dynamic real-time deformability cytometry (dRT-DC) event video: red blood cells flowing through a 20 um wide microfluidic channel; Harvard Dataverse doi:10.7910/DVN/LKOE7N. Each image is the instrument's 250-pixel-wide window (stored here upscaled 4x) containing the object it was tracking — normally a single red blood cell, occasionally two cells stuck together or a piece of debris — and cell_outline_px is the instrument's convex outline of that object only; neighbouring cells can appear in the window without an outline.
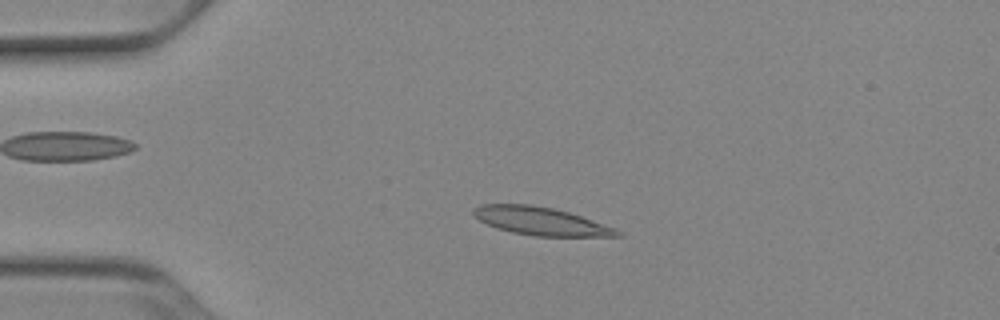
{"species": "Egyptian fruit bat (a non-hibernating species)", "species_latin": "Rousettus aegyptiacus", "temperature_condition": "cold", "stored_images_in_passage": 35, "camera_frame_rate_fps": 3000, "um_per_image_px": 0.085, "animal": {"sex": "female"}, "frame": {"image": 1, "passage_image": 11, "time_ms": 3.333, "image_size_px": [1000, 320], "cell_outline_px": [[624, 236], [536, 236], [512, 232], [496, 228], [480, 220], [472, 212], [472, 208], [480, 204], [532, 204], [552, 208], [568, 212], [616, 228]], "centroid_in_image_um": [45.94, 18.79], "position_along_channel_um": 39.1, "area_um2": 23.29}}
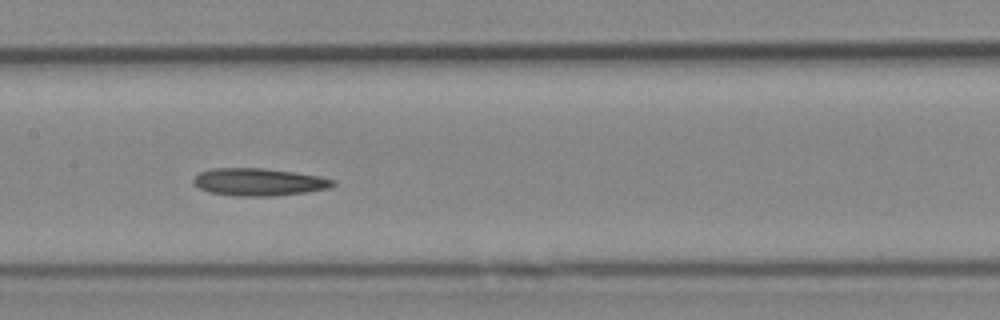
{"frame": {"image": 2, "passage_image": 25, "time_ms": 8.0, "image_size_px": [1000, 320], "cell_outline_px": [[336, 184], [328, 188], [304, 192], [276, 196], [236, 196], [208, 192], [192, 184], [192, 180], [200, 172], [212, 168], [264, 168], [320, 176], [336, 180]], "centroid_in_image_um": [21.98, 15.47], "position_along_channel_um": 185.4, "area_um2": 22.37}}
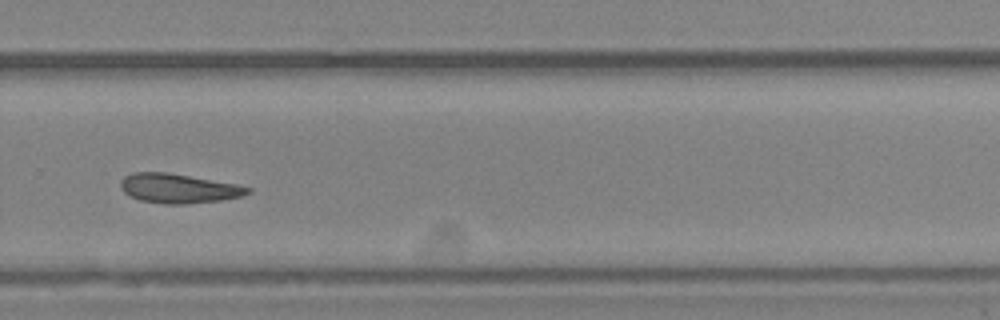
{"frame": {"image": 3, "passage_image": 35, "time_ms": 11.333, "image_size_px": [1000, 320], "cell_outline_px": [[252, 192], [244, 196], [220, 200], [188, 204], [164, 204], [140, 200], [128, 196], [120, 188], [120, 180], [124, 176], [132, 172], [168, 172], [236, 184], [252, 188]], "centroid_in_image_um": [15.16, 16.01], "position_along_channel_um": 314.6, "area_um2": 22.02}}